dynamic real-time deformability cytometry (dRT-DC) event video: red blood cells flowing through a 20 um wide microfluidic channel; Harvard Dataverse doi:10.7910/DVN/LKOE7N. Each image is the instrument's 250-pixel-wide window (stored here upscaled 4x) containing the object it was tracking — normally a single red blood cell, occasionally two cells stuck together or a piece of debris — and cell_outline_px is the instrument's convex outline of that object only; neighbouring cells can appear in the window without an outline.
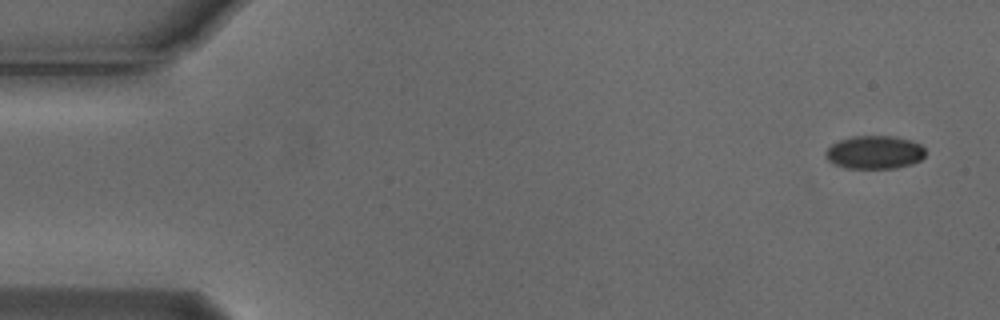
{"species": "Egyptian fruit bat (a non-hibernating species)", "species_latin": "Rousettus aegyptiacus", "temperature_condition": "cold", "stored_images_in_passage": 9, "camera_frame_rate_fps": 3000, "um_per_image_px": 0.085, "animal": {"sex": "male"}, "frame": {"image": 1, "passage_image": 1, "time_ms": 0.0, "image_size_px": [1000, 320], "cell_outline_px": [[924, 156], [920, 160], [912, 164], [896, 168], [844, 168], [832, 164], [824, 156], [824, 152], [832, 144], [840, 140], [852, 136], [896, 136], [912, 140], [920, 144], [924, 148]], "centroid_in_image_um": [74.32, 12.95], "position_along_channel_um": 10.7, "area_um2": 19.54}}
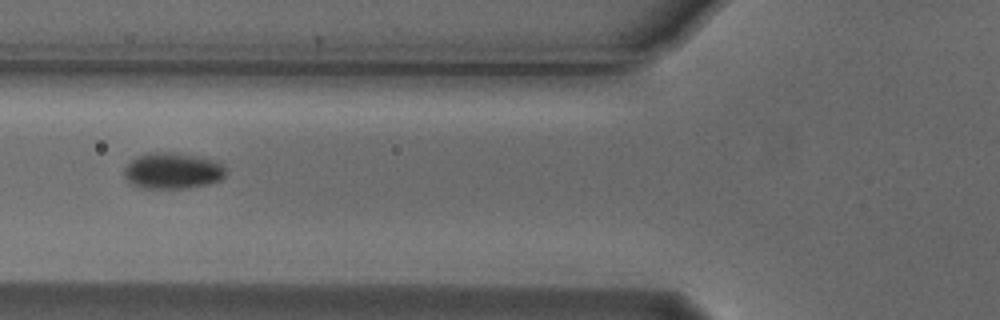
{"frame": {"image": 2, "passage_image": 6, "time_ms": 1.667, "image_size_px": [1000, 320], "cell_outline_px": [[224, 176], [220, 180], [208, 184], [184, 188], [148, 188], [132, 184], [124, 176], [124, 168], [132, 160], [144, 152], [172, 152], [196, 156], [212, 160], [224, 164]], "centroid_in_image_um": [14.66, 14.5], "position_along_channel_um": 111.1, "area_um2": 21.21}}
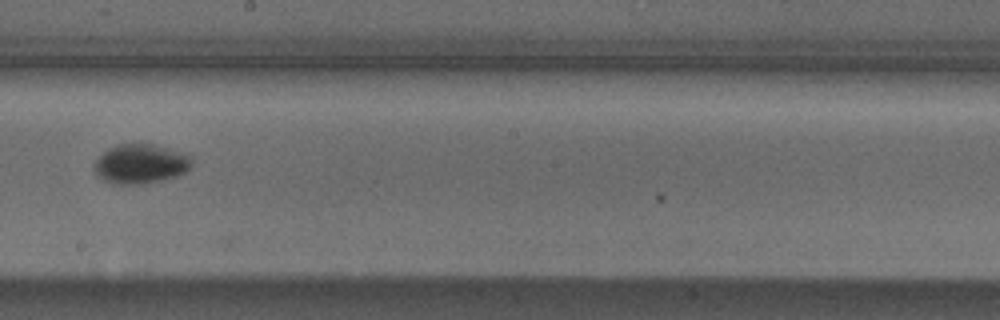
{"frame": {"image": 3, "passage_image": 9, "time_ms": 2.667, "image_size_px": [1000, 320], "cell_outline_px": [[192, 168], [180, 176], [144, 184], [112, 184], [104, 180], [92, 168], [96, 160], [108, 148], [120, 144], [152, 144], [192, 156]], "centroid_in_image_um": [11.98, 13.95], "position_along_channel_um": 236.2, "area_um2": 22.48}}